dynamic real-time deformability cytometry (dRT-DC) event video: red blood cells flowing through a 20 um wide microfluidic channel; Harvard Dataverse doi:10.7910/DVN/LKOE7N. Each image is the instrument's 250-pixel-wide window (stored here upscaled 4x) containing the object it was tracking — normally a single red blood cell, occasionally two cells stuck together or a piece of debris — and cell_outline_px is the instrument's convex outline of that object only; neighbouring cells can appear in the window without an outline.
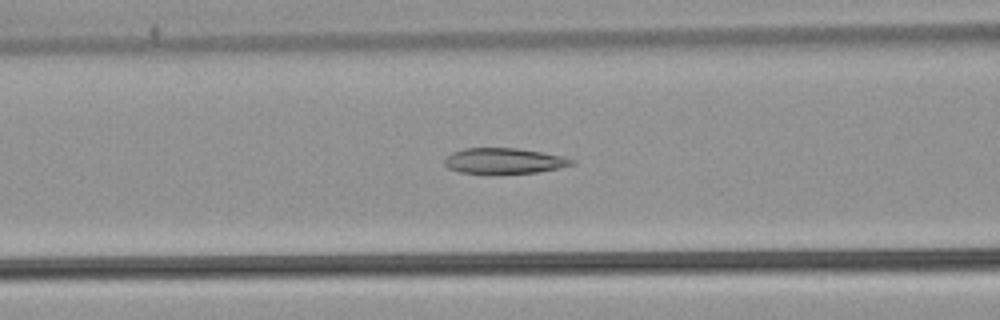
{"species": "common noctule bat (a hibernating species)", "species_latin": "Nyctalus noctula", "temperature_condition": "warm", "stored_images_in_passage": 24, "camera_frame_rate_fps": 3000, "um_per_image_px": 0.085, "animal": {"sex": "male", "body_mass_g": 21.5, "forearm_length_mm": 52.0}, "frame": {"image": 1, "passage_image": 21, "time_ms": 6.667, "image_size_px": [1000, 320], "cell_outline_px": [[576, 164], [536, 172], [492, 176], [460, 172], [448, 168], [444, 164], [444, 160], [452, 152], [464, 148], [516, 148], [564, 156], [576, 160]], "centroid_in_image_um": [42.82, 13.71], "position_along_channel_um": 123.8, "area_um2": 19.59}}
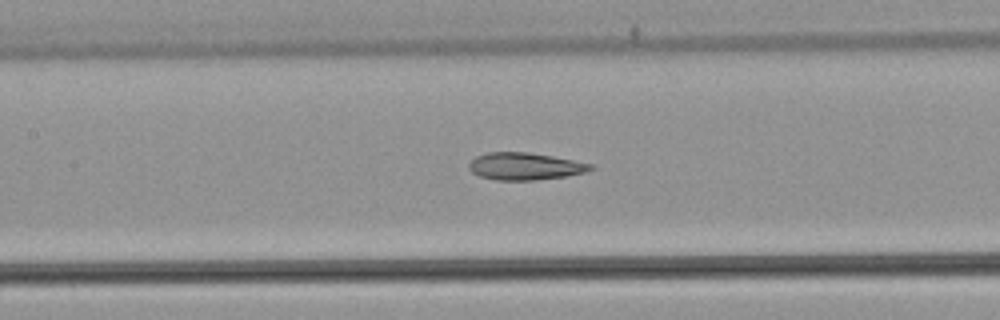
{"frame": {"image": 2, "passage_image": 24, "time_ms": 7.667, "image_size_px": [1000, 320], "cell_outline_px": [[596, 168], [584, 172], [568, 176], [536, 180], [496, 180], [480, 176], [472, 172], [468, 168], [468, 164], [476, 156], [488, 152], [528, 152], [552, 156], [592, 164]], "centroid_in_image_um": [44.61, 14.14], "position_along_channel_um": 162.8, "area_um2": 19.31}}